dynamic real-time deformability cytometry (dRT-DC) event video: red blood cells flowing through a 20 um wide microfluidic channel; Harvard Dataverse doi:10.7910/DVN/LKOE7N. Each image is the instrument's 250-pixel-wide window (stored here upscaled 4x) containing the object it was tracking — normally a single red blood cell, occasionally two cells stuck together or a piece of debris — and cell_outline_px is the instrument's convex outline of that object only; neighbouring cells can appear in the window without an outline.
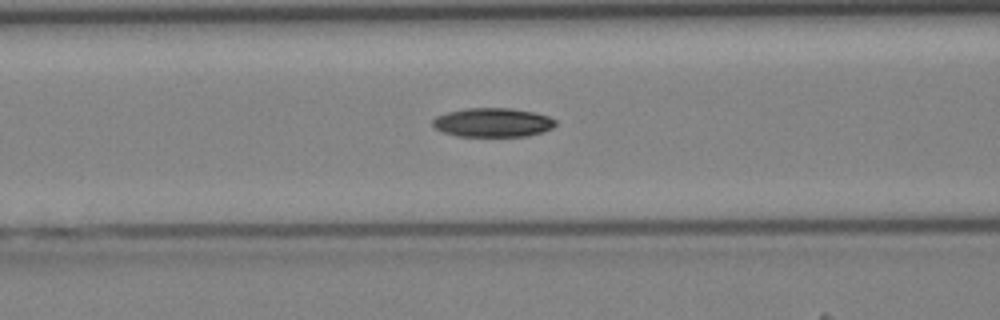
{"species": "Egyptian fruit bat (a non-hibernating species)", "species_latin": "Rousettus aegyptiacus", "temperature_condition": "cold", "stored_images_in_passage": 36, "camera_frame_rate_fps": 3000, "um_per_image_px": 0.085, "animal": {"sex": "female"}, "frame": {"image": 1, "passage_image": 12, "time_ms": 3.667, "image_size_px": [1000, 320], "cell_outline_px": [[556, 124], [552, 128], [544, 132], [528, 136], [456, 136], [444, 132], [436, 128], [432, 124], [432, 120], [436, 116], [444, 112], [464, 108], [512, 108], [532, 112], [548, 116], [556, 120]], "centroid_in_image_um": [41.87, 10.4], "position_along_channel_um": 124.7, "area_um2": 20.92}}
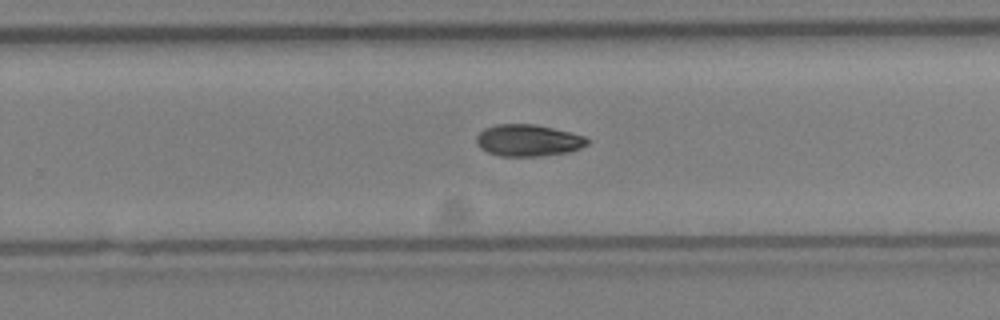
{"frame": {"image": 2, "passage_image": 22, "time_ms": 7.0, "image_size_px": [1000, 320], "cell_outline_px": [[588, 144], [580, 148], [568, 152], [540, 156], [500, 156], [488, 152], [480, 148], [476, 144], [476, 136], [484, 128], [496, 124], [536, 124], [572, 132], [584, 136], [588, 140]], "centroid_in_image_um": [44.88, 11.92], "position_along_channel_um": 284.9, "area_um2": 20.63}}
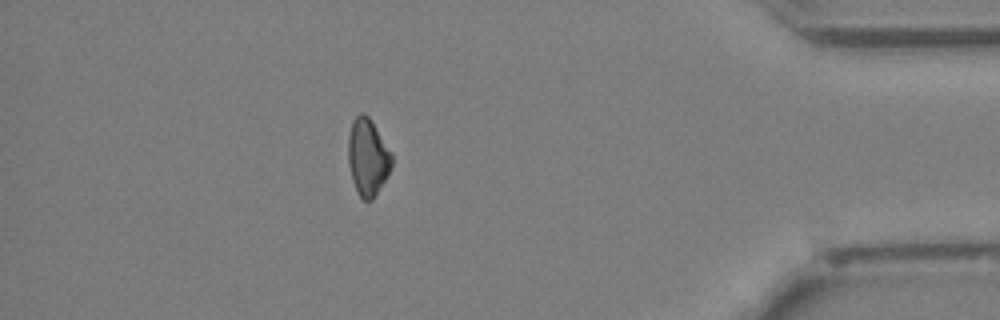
{"frame": {"image": 3, "passage_image": 32, "time_ms": 10.333, "image_size_px": [1000, 320], "cell_outline_px": [[392, 164], [384, 180], [372, 200], [364, 200], [360, 196], [352, 180], [348, 164], [348, 136], [352, 120], [360, 112], [364, 112], [368, 116], [392, 156]], "centroid_in_image_um": [31.21, 13.34], "position_along_channel_um": 404.0, "area_um2": 19.02}}